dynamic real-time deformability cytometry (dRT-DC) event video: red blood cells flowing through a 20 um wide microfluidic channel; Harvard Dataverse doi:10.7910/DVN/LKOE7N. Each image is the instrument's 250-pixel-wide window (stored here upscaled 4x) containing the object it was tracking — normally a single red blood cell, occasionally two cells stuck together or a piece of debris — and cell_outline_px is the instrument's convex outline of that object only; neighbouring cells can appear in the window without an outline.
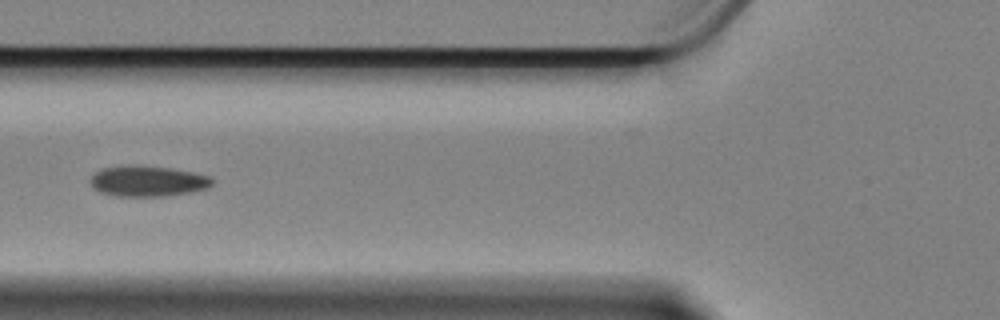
{"species": "Egyptian fruit bat (a non-hibernating species)", "species_latin": "Rousettus aegyptiacus", "temperature_condition": "cold", "stored_images_in_passage": 40, "camera_frame_rate_fps": 3000, "um_per_image_px": 0.085, "animal": {"sex": "female"}, "frame": {"image": 1, "passage_image": 2, "time_ms": 0.333, "image_size_px": [1000, 320], "cell_outline_px": [[212, 184], [208, 188], [188, 192], [164, 196], [112, 196], [100, 192], [92, 184], [92, 176], [96, 172], [104, 168], [168, 168], [192, 172], [208, 176], [212, 180]], "centroid_in_image_um": [12.6, 15.45], "position_along_channel_um": 113.2, "area_um2": 20.52}}
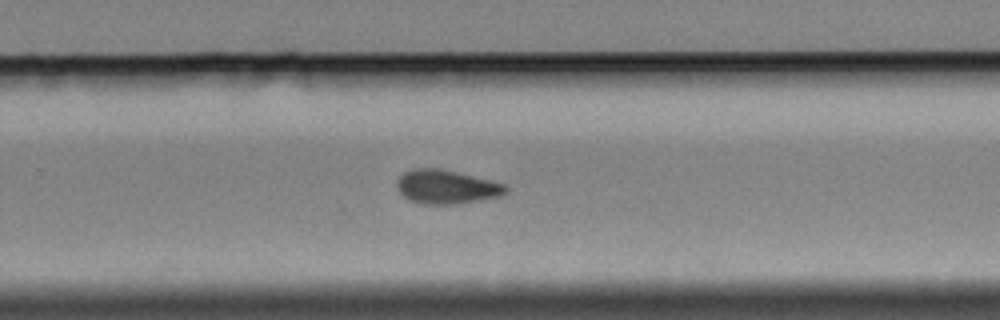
{"frame": {"image": 2, "passage_image": 18, "time_ms": 5.667, "image_size_px": [1000, 320], "cell_outline_px": [[508, 192], [500, 196], [480, 200], [456, 204], [420, 204], [408, 200], [400, 192], [396, 184], [396, 180], [404, 172], [412, 168], [440, 168], [504, 184], [508, 188]], "centroid_in_image_um": [37.91, 15.89], "position_along_channel_um": 291.9, "area_um2": 21.44}}
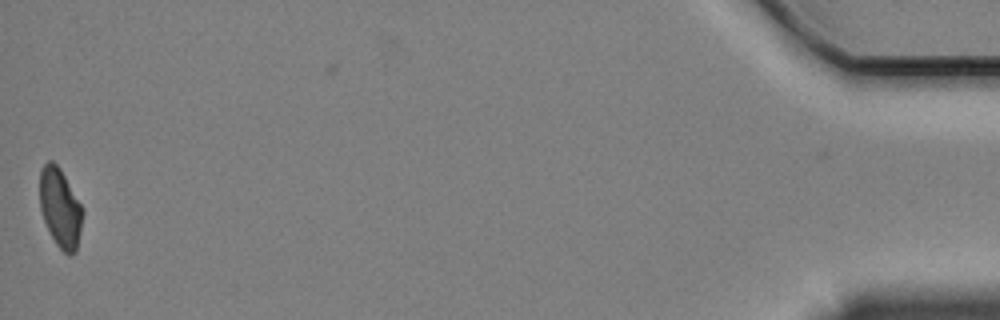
{"frame": {"image": 3, "passage_image": 39, "time_ms": 12.667, "image_size_px": [1000, 320], "cell_outline_px": [[84, 212], [76, 252], [72, 256], [68, 256], [56, 244], [44, 220], [40, 208], [40, 172], [44, 164], [48, 160], [52, 160], [60, 168], [84, 208]], "centroid_in_image_um": [5.14, 17.68], "position_along_channel_um": 430.1, "area_um2": 19.88}, "authors_computed_cell_mechanics": {"area_um2": 20.808, "velocity_mm_per_s": 3.3498, "shape_relaxation_time_tau1_ms": 6.1686, "shape_relaxation_time_tau2_ms": 3.3532, "deformation_change_tau1": 0.1105, "deformation_change_tau2": 0.0485}}